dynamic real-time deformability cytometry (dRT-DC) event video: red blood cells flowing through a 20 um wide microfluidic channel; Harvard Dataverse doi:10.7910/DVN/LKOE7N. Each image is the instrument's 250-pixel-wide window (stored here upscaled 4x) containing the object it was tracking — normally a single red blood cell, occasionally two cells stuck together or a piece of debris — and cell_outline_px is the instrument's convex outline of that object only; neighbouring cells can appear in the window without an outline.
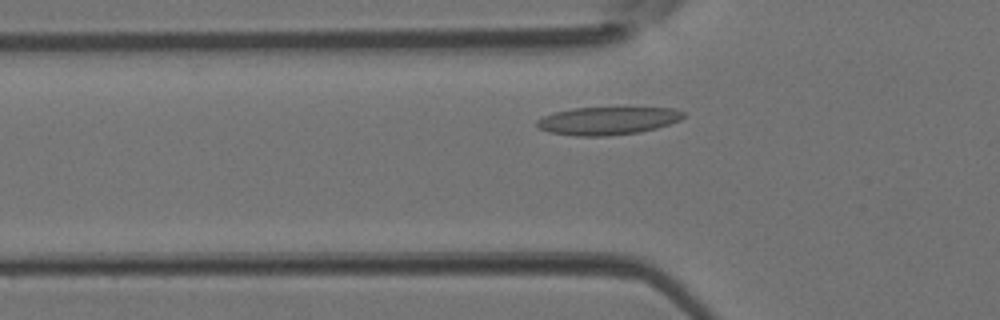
{"species": "Egyptian fruit bat (a non-hibernating species)", "species_latin": "Rousettus aegyptiacus", "temperature_condition": "room temperature", "stored_images_in_passage": 32, "camera_frame_rate_fps": 3000, "um_per_image_px": 0.085, "animal": {"sex": "female"}, "frame": {"image": 1, "passage_image": 3, "time_ms": 0.667, "image_size_px": [1000, 320], "cell_outline_px": [[684, 116], [680, 120], [656, 128], [640, 132], [608, 136], [576, 136], [548, 132], [540, 128], [536, 124], [536, 120], [544, 116], [556, 112], [572, 108], [676, 108], [684, 112]], "centroid_in_image_um": [51.65, 10.27], "position_along_channel_um": 74.2, "area_um2": 23.7}}
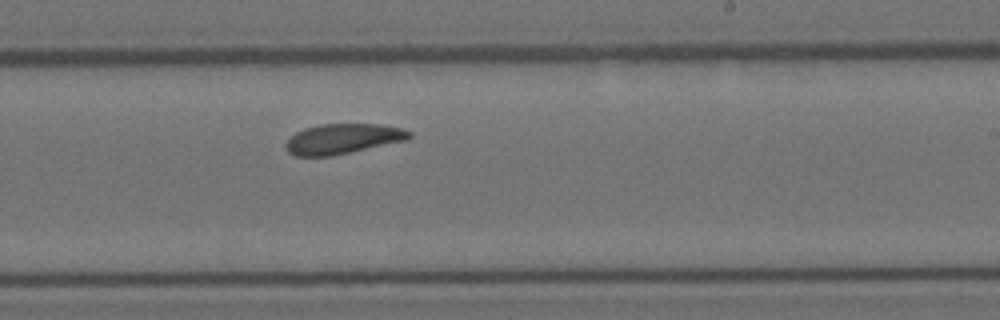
{"frame": {"image": 2, "passage_image": 15, "time_ms": 4.667, "image_size_px": [1000, 320], "cell_outline_px": [[412, 136], [408, 140], [332, 156], [296, 156], [288, 152], [284, 144], [296, 132], [304, 128], [320, 124], [380, 124], [400, 128], [412, 132]], "centroid_in_image_um": [29.15, 11.8], "position_along_channel_um": 259.9, "area_um2": 21.73}}
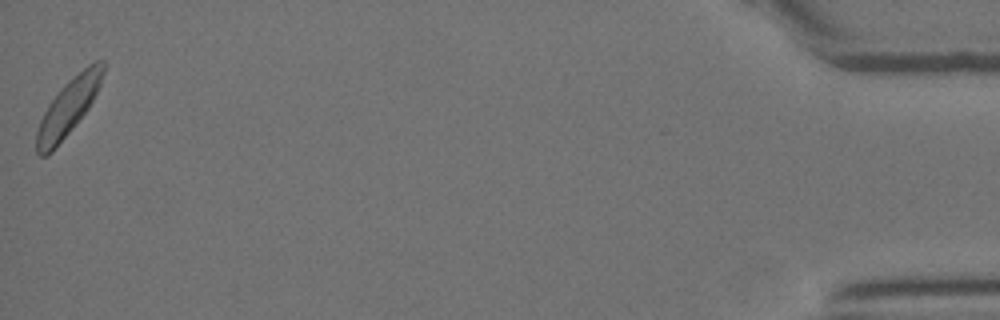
{"frame": {"image": 3, "passage_image": 32, "time_ms": 10.333, "image_size_px": [1000, 320], "cell_outline_px": [[104, 72], [100, 84], [88, 108], [72, 128], [52, 152], [48, 156], [40, 156], [36, 152], [36, 132], [40, 120], [48, 104], [60, 88], [68, 80], [88, 64], [96, 60], [104, 60]], "centroid_in_image_um": [5.78, 9.11], "position_along_channel_um": 429.4, "area_um2": 21.62}}